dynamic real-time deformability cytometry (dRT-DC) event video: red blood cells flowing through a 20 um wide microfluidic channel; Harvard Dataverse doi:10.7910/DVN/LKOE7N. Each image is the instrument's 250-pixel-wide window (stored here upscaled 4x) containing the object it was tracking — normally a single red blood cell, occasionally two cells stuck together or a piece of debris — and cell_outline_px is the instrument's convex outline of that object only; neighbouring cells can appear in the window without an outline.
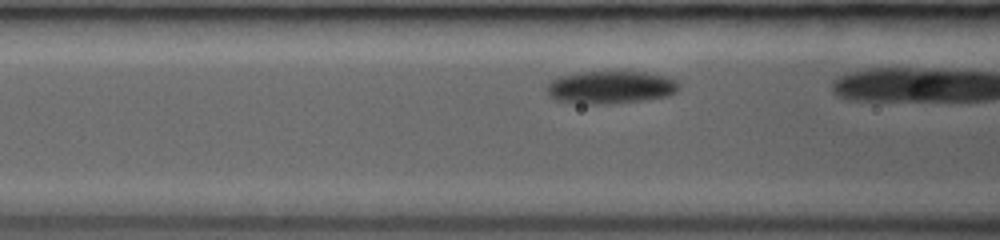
{"species": "common noctule bat (a hibernating species)", "species_latin": "Nyctalus noctula", "temperature_condition": "room temperature", "stored_images_in_passage": 6, "camera_frame_rate_fps": 3000, "um_per_image_px": 0.085, "animal": {"sex": "female", "body_mass_g": 19.0, "forearm_length_mm": 53.3}, "frame": {"image": 1, "passage_image": 4, "time_ms": 1.333, "image_size_px": [1000, 240], "cell_outline_px": [[680, 88], [676, 92], [668, 96], [644, 100], [608, 104], [580, 104], [556, 100], [548, 96], [548, 84], [552, 80], [560, 76], [580, 72], [644, 72], [664, 76], [676, 80], [680, 84]], "centroid_in_image_um": [51.91, 7.43], "position_along_channel_um": 114.7, "area_um2": 25.26}}